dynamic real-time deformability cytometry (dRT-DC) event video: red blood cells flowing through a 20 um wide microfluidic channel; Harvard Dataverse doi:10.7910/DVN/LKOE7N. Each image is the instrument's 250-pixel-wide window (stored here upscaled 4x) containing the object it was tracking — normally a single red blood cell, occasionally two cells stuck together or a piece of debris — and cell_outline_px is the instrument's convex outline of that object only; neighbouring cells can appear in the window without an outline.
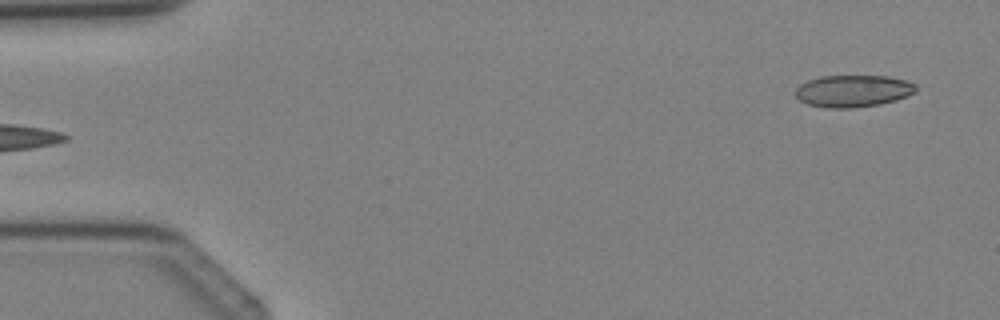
{"species": "Egyptian fruit bat (a non-hibernating species)", "species_latin": "Rousettus aegyptiacus", "temperature_condition": "cold", "stored_images_in_passage": 3, "segment_of_instrument_passage": [2, 2], "camera_frame_rate_fps": 3000, "um_per_image_px": 0.085, "animal": {"sex": "female"}, "frame": {"image": 1, "passage_image": 3, "time_ms": 3.0, "image_size_px": [1000, 320], "cell_outline_px": [[916, 92], [908, 96], [896, 100], [880, 104], [852, 108], [828, 108], [808, 104], [800, 100], [796, 96], [796, 88], [800, 84], [808, 80], [820, 76], [888, 76], [904, 80], [916, 84]], "centroid_in_image_um": [72.52, 7.73], "position_along_channel_um": 12.5, "area_um2": 22.48}}